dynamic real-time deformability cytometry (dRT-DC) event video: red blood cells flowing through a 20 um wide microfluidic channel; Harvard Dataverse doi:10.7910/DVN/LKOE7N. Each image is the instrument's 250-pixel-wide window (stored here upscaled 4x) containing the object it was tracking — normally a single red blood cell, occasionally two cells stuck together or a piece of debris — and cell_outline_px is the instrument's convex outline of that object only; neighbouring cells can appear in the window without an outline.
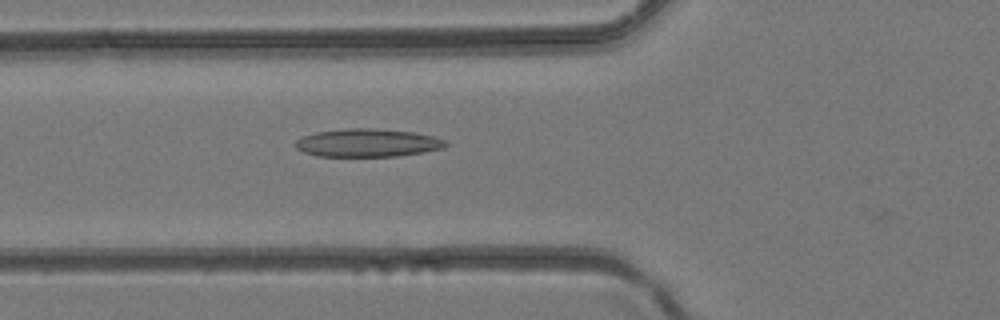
{"species": "common noctule bat (a hibernating species)", "species_latin": "Nyctalus noctula", "temperature_condition": "room temperature", "stored_images_in_passage": 30, "camera_frame_rate_fps": 3000, "um_per_image_px": 0.085, "animal": {"sex": "female", "body_mass_g": 24.6, "forearm_length_mm": 56.2}, "frame": {"image": 1, "passage_image": 4, "time_ms": 1.0, "image_size_px": [1000, 320], "cell_outline_px": [[448, 144], [444, 148], [424, 152], [396, 156], [316, 156], [304, 152], [296, 148], [292, 144], [296, 140], [304, 136], [316, 132], [348, 128], [376, 128], [412, 132], [432, 136], [444, 140]], "centroid_in_image_um": [31.21, 12.14], "position_along_channel_um": 94.6, "area_um2": 24.57}}
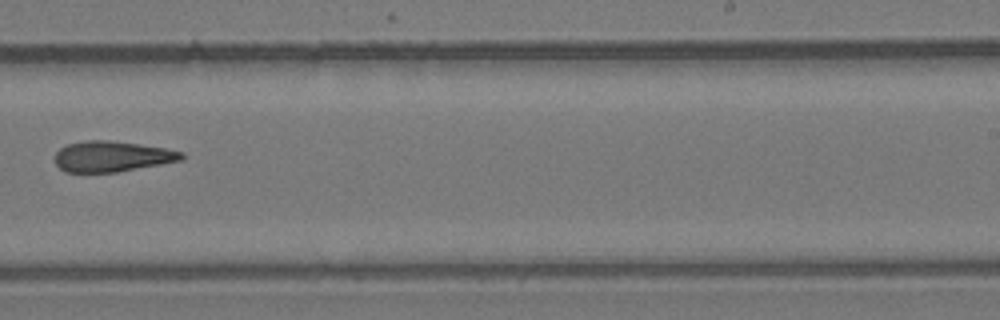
{"frame": {"image": 2, "passage_image": 15, "time_ms": 4.667, "image_size_px": [1000, 320], "cell_outline_px": [[184, 160], [116, 172], [64, 172], [56, 164], [56, 152], [60, 148], [68, 144], [88, 140], [108, 140], [164, 148], [184, 152]], "centroid_in_image_um": [9.53, 13.3], "position_along_channel_um": 279.5, "area_um2": 22.43}}
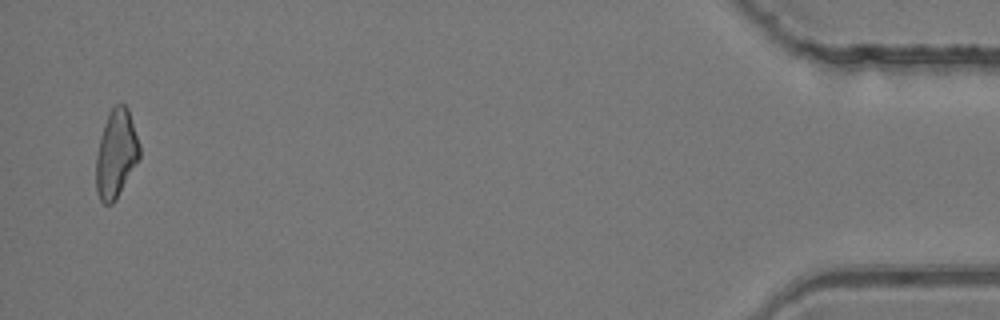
{"frame": {"image": 3, "passage_image": 29, "time_ms": 9.333, "image_size_px": [1000, 320], "cell_outline_px": [[140, 160], [116, 200], [112, 204], [104, 204], [100, 200], [96, 192], [96, 156], [100, 136], [104, 124], [112, 104], [124, 104], [128, 108], [140, 144]], "centroid_in_image_um": [9.88, 13.08], "position_along_channel_um": 425.3, "area_um2": 22.77}}